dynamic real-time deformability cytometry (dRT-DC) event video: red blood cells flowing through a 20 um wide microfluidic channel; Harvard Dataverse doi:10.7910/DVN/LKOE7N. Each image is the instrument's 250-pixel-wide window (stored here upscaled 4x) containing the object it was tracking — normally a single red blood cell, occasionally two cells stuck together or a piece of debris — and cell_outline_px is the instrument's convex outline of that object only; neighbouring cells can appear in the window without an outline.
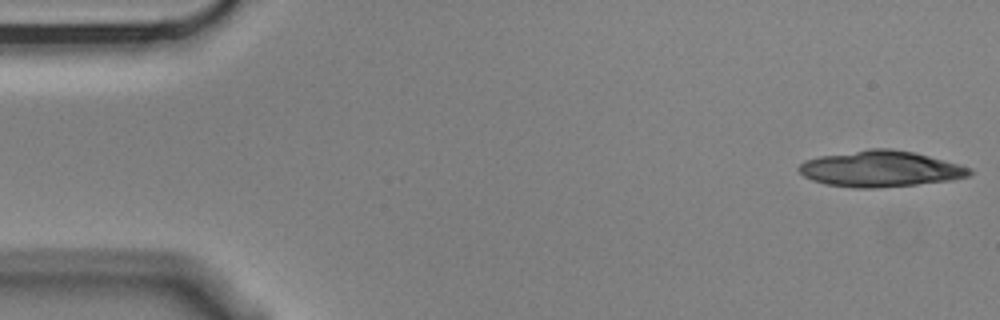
{"species": "Egyptian fruit bat (a non-hibernating species)", "species_latin": "Rousettus aegyptiacus", "temperature_condition": "cold", "stored_images_in_passage": 4, "camera_frame_rate_fps": 3000, "um_per_image_px": 0.085, "animal": {"sex": "male"}, "frame": {"image": 1, "passage_image": 1, "time_ms": 0.0, "image_size_px": [1000, 320], "cell_outline_px": [[972, 172], [968, 176], [952, 180], [916, 184], [876, 188], [852, 188], [824, 184], [812, 180], [804, 176], [796, 168], [804, 160], [820, 156], [872, 148], [892, 148], [916, 152], [972, 168]], "centroid_in_image_um": [74.82, 14.35], "position_along_channel_um": 10.2, "area_um2": 35.95}}